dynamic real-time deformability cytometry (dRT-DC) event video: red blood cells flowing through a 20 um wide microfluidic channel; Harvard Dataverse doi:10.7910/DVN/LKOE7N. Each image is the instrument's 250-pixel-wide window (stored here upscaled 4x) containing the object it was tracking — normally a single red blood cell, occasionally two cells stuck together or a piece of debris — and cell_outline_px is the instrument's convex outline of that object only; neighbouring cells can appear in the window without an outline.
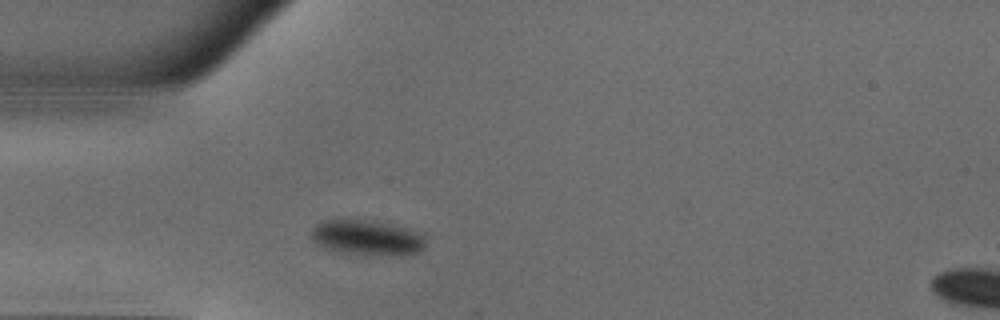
{"species": "common noctule bat (a hibernating species)", "species_latin": "Nyctalus noctula", "temperature_condition": "warm", "stored_images_in_passage": 37, "camera_frame_rate_fps": 3000, "um_per_image_px": 0.085, "animal": {"sex": "male", "body_mass_g": 18.8}, "frame": {"image": 1, "passage_image": 1, "time_ms": 0.0, "image_size_px": [1000, 320], "cell_outline_px": [[424, 248], [420, 252], [404, 256], [348, 256], [324, 248], [312, 240], [308, 236], [308, 232], [320, 220], [336, 216], [372, 220], [424, 232]], "centroid_in_image_um": [31.11, 20.2], "position_along_channel_um": 53.9, "area_um2": 25.49}}
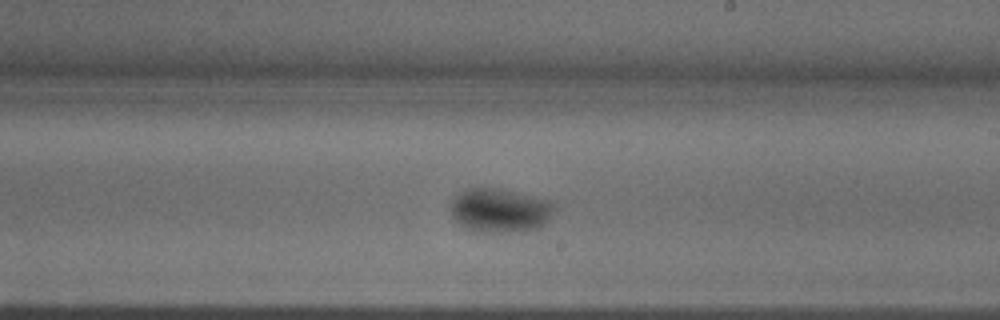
{"frame": {"image": 2, "passage_image": 16, "time_ms": 5.0, "image_size_px": [1000, 320], "cell_outline_px": [[552, 212], [548, 220], [544, 224], [524, 232], [484, 232], [464, 228], [452, 216], [452, 200], [460, 192], [468, 188], [500, 188], [516, 192], [544, 200], [552, 204]], "centroid_in_image_um": [42.44, 17.89], "position_along_channel_um": 246.6, "area_um2": 26.07}}
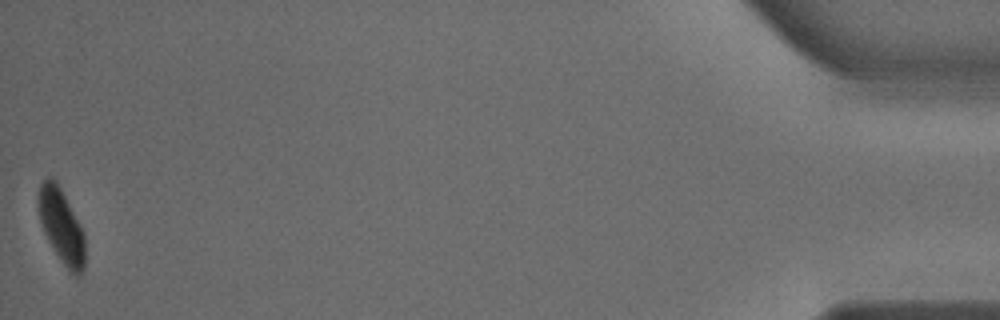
{"frame": {"image": 3, "passage_image": 37, "time_ms": 12.0, "image_size_px": [1000, 320], "cell_outline_px": [[84, 268], [80, 276], [76, 276], [60, 260], [44, 232], [40, 220], [36, 200], [36, 196], [40, 184], [48, 176], [56, 180], [80, 224], [84, 232]], "centroid_in_image_um": [5.19, 19.17], "position_along_channel_um": 430.0, "area_um2": 20.06}, "authors_computed_cell_mechanics": {"area_um2": 25.3164, "velocity_mm_per_s": 3.9901, "shape_relaxation_time_tau1_ms": 9.6423, "shape_relaxation_time_tau2_ms": null, "deformation_change_tau1": 0.2409, "deformation_change_tau2": null}}